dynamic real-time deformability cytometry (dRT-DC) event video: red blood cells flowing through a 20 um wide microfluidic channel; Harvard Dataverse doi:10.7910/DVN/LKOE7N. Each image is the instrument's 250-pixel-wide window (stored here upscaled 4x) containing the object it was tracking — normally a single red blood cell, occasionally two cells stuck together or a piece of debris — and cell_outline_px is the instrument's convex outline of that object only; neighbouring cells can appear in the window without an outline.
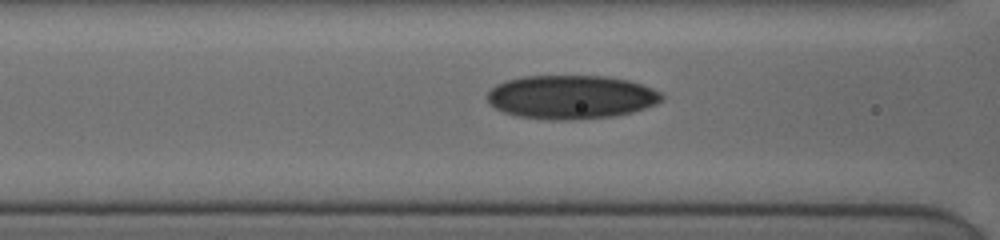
{"species": "human", "species_latin": "Homo sapiens", "temperature_condition": "cold", "stored_images_in_passage": 18, "segment_of_instrument_passage": [1, 2], "camera_frame_rate_fps": 3000, "um_per_image_px": 0.085, "donor": {"sex": "female"}, "frame": {"image": 1, "passage_image": 5, "time_ms": 1.333, "image_size_px": [1000, 240], "cell_outline_px": [[664, 100], [656, 104], [632, 112], [616, 116], [572, 120], [552, 120], [516, 116], [504, 112], [488, 104], [484, 96], [496, 84], [504, 80], [524, 76], [608, 76], [628, 80], [644, 84], [660, 92], [664, 96]], "centroid_in_image_um": [48.53, 8.25], "position_along_channel_um": 118.1, "area_um2": 45.03}}
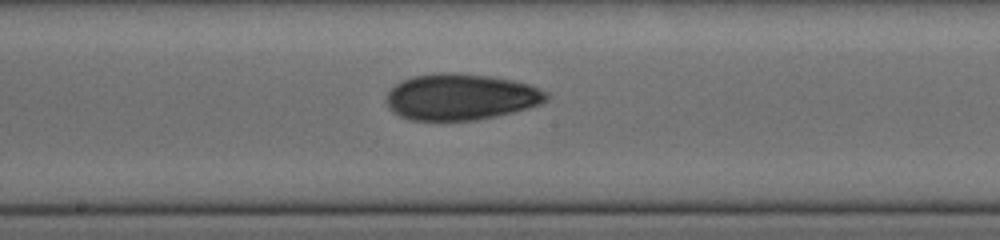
{"frame": {"image": 2, "passage_image": 12, "time_ms": 3.667, "image_size_px": [1000, 240], "cell_outline_px": [[552, 96], [548, 100], [540, 104], [528, 108], [496, 116], [476, 120], [412, 120], [400, 116], [392, 112], [388, 108], [384, 100], [388, 92], [396, 84], [412, 76], [440, 72], [452, 72], [488, 76], [512, 80], [528, 84], [540, 88], [548, 92]], "centroid_in_image_um": [39.17, 8.24], "position_along_channel_um": 209.0, "area_um2": 43.41}}
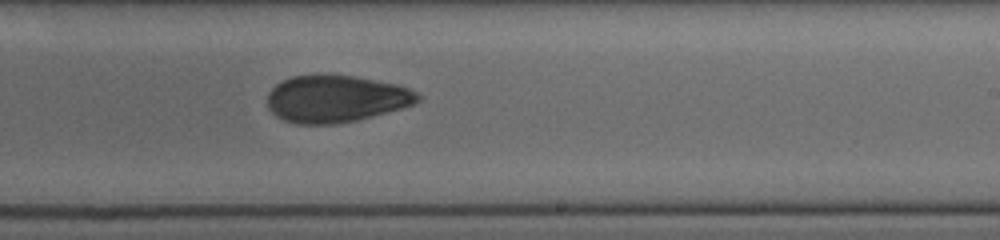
{"frame": {"image": 3, "passage_image": 16, "time_ms": 5.0, "image_size_px": [1000, 240], "cell_outline_px": [[420, 100], [404, 108], [356, 120], [336, 124], [296, 124], [284, 120], [276, 116], [268, 108], [268, 92], [276, 84], [292, 76], [352, 76], [396, 84], [408, 88], [416, 92], [420, 96]], "centroid_in_image_um": [28.55, 8.42], "position_along_channel_um": 260.5, "area_um2": 40.81}}